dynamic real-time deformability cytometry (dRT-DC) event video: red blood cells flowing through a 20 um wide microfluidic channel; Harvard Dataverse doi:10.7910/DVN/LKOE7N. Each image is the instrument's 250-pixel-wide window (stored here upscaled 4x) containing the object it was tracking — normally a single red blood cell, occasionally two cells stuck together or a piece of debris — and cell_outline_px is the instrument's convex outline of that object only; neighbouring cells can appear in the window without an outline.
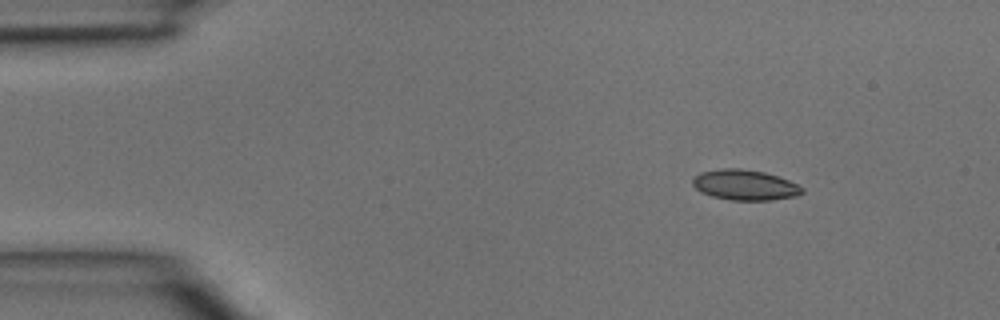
{"species": "common noctule bat (a hibernating species)", "species_latin": "Nyctalus noctula", "temperature_condition": "room temperature", "stored_images_in_passage": 2, "camera_frame_rate_fps": 3000, "um_per_image_px": 0.085, "animal": {"sex": "male", "body_mass_g": 15.6}, "frame": {"image": 1, "passage_image": 1, "time_ms": 0.0, "image_size_px": [1000, 320], "cell_outline_px": [[804, 192], [796, 196], [772, 200], [732, 200], [712, 196], [700, 192], [692, 184], [692, 180], [700, 172], [720, 168], [740, 168], [764, 172], [788, 180], [804, 188]], "centroid_in_image_um": [63.3, 15.72], "position_along_channel_um": 21.7, "area_um2": 19.36}}
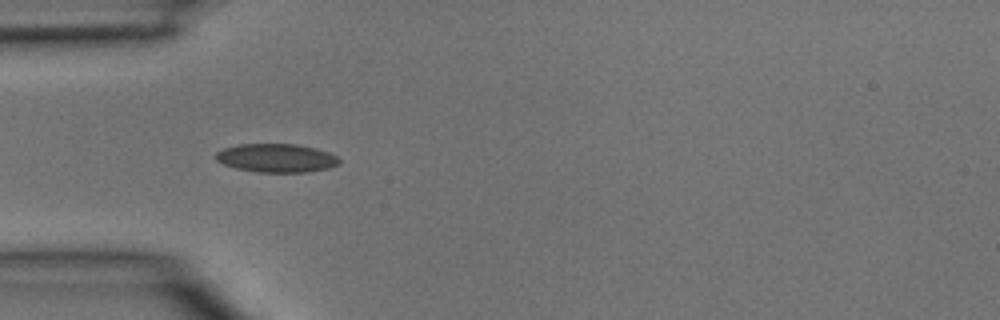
{"frame": {"image": 2, "passage_image": 2, "time_ms": 0.333, "image_size_px": [1000, 320], "cell_outline_px": [[340, 164], [328, 168], [308, 172], [256, 172], [236, 168], [224, 164], [216, 160], [216, 152], [224, 148], [240, 144], [296, 144], [316, 148], [328, 152], [336, 156], [340, 160]], "centroid_in_image_um": [23.51, 13.43], "position_along_channel_um": 61.5, "area_um2": 20.52}}